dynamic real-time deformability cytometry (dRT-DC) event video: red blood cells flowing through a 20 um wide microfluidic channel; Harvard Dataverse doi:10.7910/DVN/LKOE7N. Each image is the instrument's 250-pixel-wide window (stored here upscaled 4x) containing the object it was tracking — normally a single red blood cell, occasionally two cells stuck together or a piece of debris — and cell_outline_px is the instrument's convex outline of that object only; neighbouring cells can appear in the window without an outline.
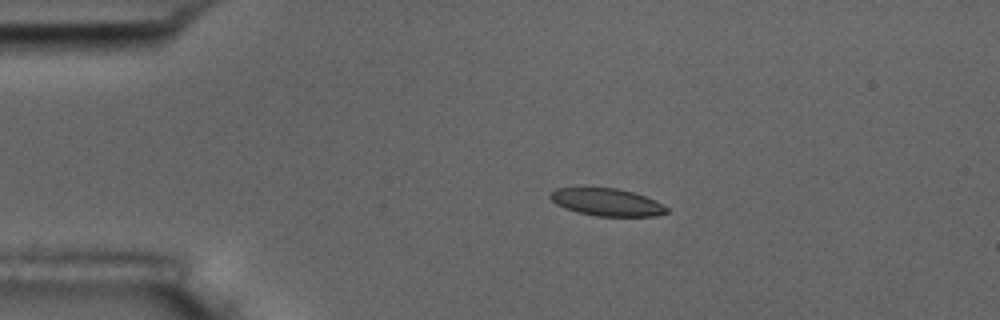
{"species": "common noctule bat (a hibernating species)", "species_latin": "Nyctalus noctula", "temperature_condition": "room temperature", "stored_images_in_passage": 46, "camera_frame_rate_fps": 3000, "um_per_image_px": 0.085, "animal": {"sex": "male", "body_mass_g": 17.5, "forearm_length_mm": 52.3}, "frame": {"image": 1, "passage_image": 1, "time_ms": 0.0, "image_size_px": [1000, 320], "cell_outline_px": [[668, 212], [656, 216], [596, 216], [564, 208], [556, 204], [548, 196], [556, 188], [576, 184], [616, 188], [632, 192], [656, 200], [668, 208]], "centroid_in_image_um": [51.5, 17.13], "position_along_channel_um": 33.5, "area_um2": 19.31}}
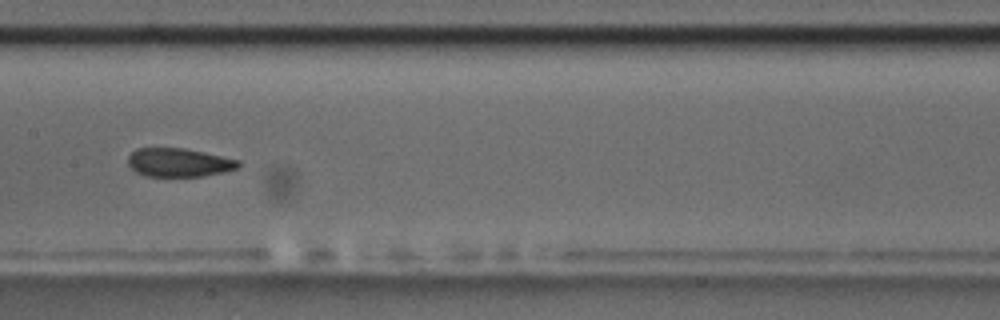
{"frame": {"image": 2, "passage_image": 18, "time_ms": 5.667, "image_size_px": [1000, 320], "cell_outline_px": [[240, 168], [224, 172], [204, 176], [148, 176], [136, 172], [128, 164], [128, 156], [136, 148], [184, 148], [204, 152], [240, 160]], "centroid_in_image_um": [15.23, 13.81], "position_along_channel_um": 192.2, "area_um2": 18.44}}
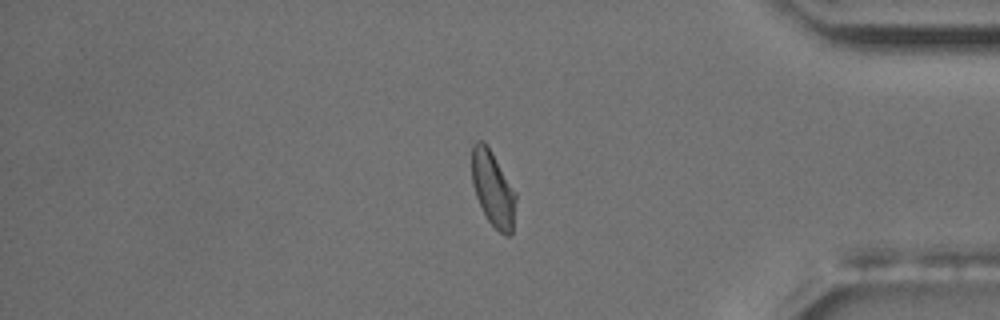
{"frame": {"image": 3, "passage_image": 37, "time_ms": 12.0, "image_size_px": [1000, 320], "cell_outline_px": [[516, 200], [512, 232], [508, 236], [504, 236], [488, 220], [476, 196], [472, 184], [472, 144], [476, 140], [484, 140], [516, 192]], "centroid_in_image_um": [41.9, 16.03], "position_along_channel_um": 393.3, "area_um2": 19.13}, "authors_computed_cell_mechanics": {"area_um2": 19.7676, "velocity_mm_per_s": 3.5762, "shape_relaxation_time_tau1_ms": 5.4457, "shape_relaxation_time_tau2_ms": 1.8234, "deformation_change_tau1": 0.163, "deformation_change_tau2": 0.0729}}